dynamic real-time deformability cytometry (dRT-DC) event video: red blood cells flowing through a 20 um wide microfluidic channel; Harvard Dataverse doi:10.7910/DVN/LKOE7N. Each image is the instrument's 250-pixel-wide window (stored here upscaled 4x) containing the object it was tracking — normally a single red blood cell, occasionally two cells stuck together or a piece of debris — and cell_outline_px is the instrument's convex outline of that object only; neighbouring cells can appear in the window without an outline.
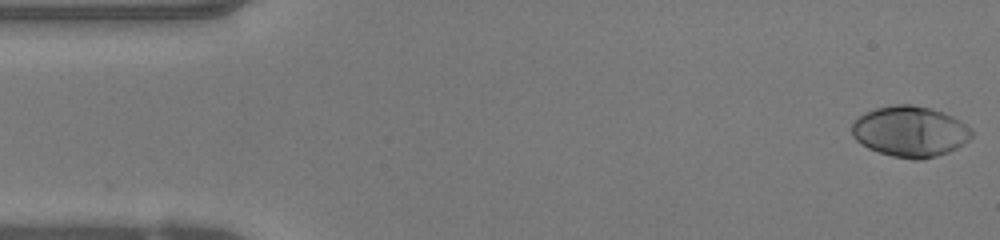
{"species": "human", "species_latin": "Homo sapiens", "temperature_condition": "warm", "stored_images_in_passage": 48, "camera_frame_rate_fps": 3000, "um_per_image_px": 0.085, "donor": {"sex": "female"}, "frame": {"image": 1, "passage_image": 1, "time_ms": 0.0, "image_size_px": [1000, 240], "cell_outline_px": [[972, 136], [964, 144], [948, 152], [936, 156], [920, 160], [916, 160], [892, 156], [868, 148], [860, 144], [852, 136], [852, 120], [864, 112], [876, 108], [896, 104], [912, 104], [944, 112], [960, 120], [972, 128]], "centroid_in_image_um": [77.34, 11.17], "position_along_channel_um": 7.7, "area_um2": 35.66}}
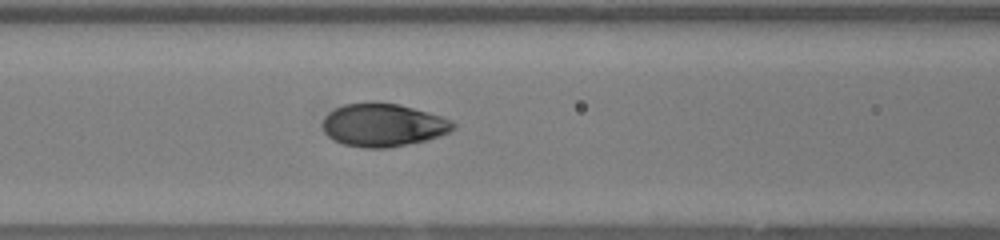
{"frame": {"image": 2, "passage_image": 19, "time_ms": 6.0, "image_size_px": [1000, 240], "cell_outline_px": [[456, 128], [440, 136], [424, 140], [388, 148], [364, 148], [344, 144], [328, 136], [324, 132], [324, 116], [328, 112], [344, 104], [372, 100], [396, 104], [412, 108], [440, 116], [452, 120], [456, 124]], "centroid_in_image_um": [32.55, 10.61], "position_along_channel_um": 134.0, "area_um2": 32.71}}
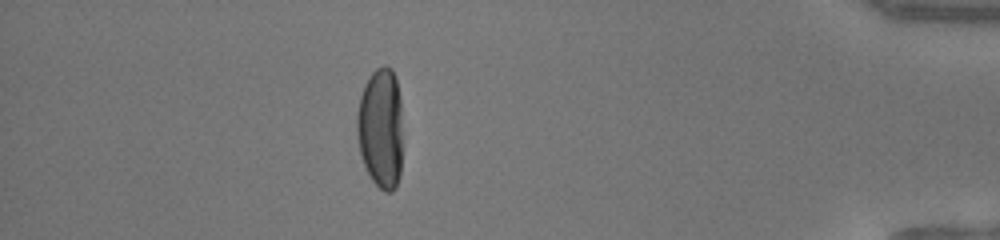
{"frame": {"image": 3, "passage_image": 42, "time_ms": 13.667, "image_size_px": [1000, 240], "cell_outline_px": [[400, 176], [396, 188], [392, 192], [384, 192], [372, 180], [364, 164], [360, 152], [356, 132], [356, 116], [360, 96], [364, 84], [372, 72], [376, 68], [384, 64], [392, 68], [396, 76], [400, 96]], "centroid_in_image_um": [32.34, 10.86], "position_along_channel_um": 402.9, "area_um2": 32.19}, "authors_computed_cell_mechanics": {"area_um2": 33.0327, "velocity_mm_per_s": 4.1912, "shape_relaxation_time_tau1_ms": 3.382, "shape_relaxation_time_tau2_ms": null, "deformation_change_tau1": 0.208, "deformation_change_tau2": null}}